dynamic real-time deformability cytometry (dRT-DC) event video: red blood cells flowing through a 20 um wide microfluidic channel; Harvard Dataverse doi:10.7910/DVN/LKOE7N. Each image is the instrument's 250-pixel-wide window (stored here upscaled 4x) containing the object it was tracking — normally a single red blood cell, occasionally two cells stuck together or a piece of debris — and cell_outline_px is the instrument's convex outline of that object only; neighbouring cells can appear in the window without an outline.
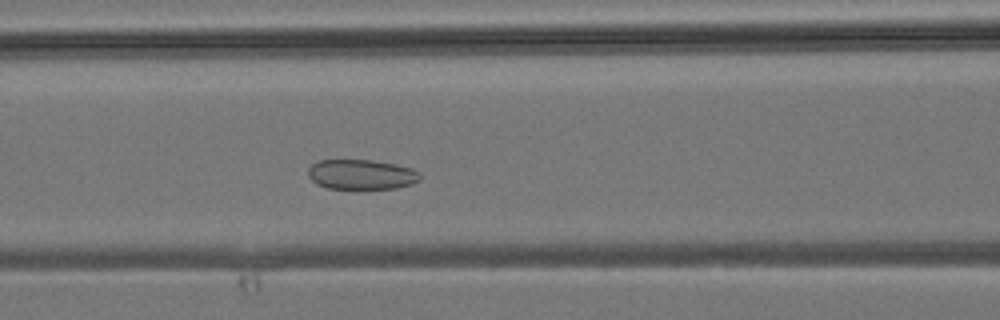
{"species": "common noctule bat (a hibernating species)", "species_latin": "Nyctalus noctula", "temperature_condition": "room temperature", "stored_images_in_passage": 40, "camera_frame_rate_fps": 3000, "um_per_image_px": 0.085, "animal": {"sex": "male", "body_mass_g": 19.2, "forearm_length_mm": 51.8}, "frame": {"image": 1, "passage_image": 15, "time_ms": 4.667, "image_size_px": [1000, 320], "cell_outline_px": [[420, 180], [412, 184], [396, 188], [328, 188], [316, 184], [308, 176], [308, 168], [316, 160], [372, 160], [396, 164], [412, 168], [420, 172]], "centroid_in_image_um": [30.72, 14.82], "position_along_channel_um": 135.9, "area_um2": 19.59}}
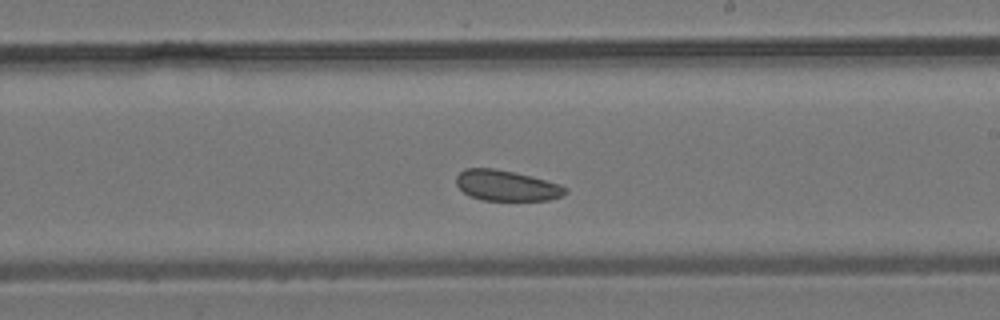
{"frame": {"image": 2, "passage_image": 22, "time_ms": 7.0, "image_size_px": [1000, 320], "cell_outline_px": [[568, 192], [560, 196], [548, 200], [484, 200], [468, 196], [456, 184], [456, 176], [464, 168], [496, 168], [560, 184], [568, 188]], "centroid_in_image_um": [43.02, 15.77], "position_along_channel_um": 246.0, "area_um2": 19.31}}
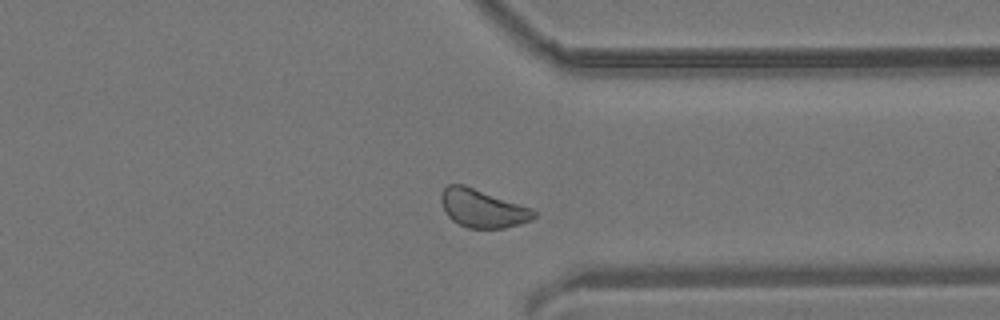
{"frame": {"image": 3, "passage_image": 30, "time_ms": 9.667, "image_size_px": [1000, 320], "cell_outline_px": [[536, 216], [532, 220], [520, 224], [504, 228], [468, 228], [452, 220], [448, 216], [440, 200], [440, 196], [444, 188], [448, 184], [464, 184], [532, 208], [536, 212]], "centroid_in_image_um": [41.03, 17.71], "position_along_channel_um": 370.4, "area_um2": 20.63}}